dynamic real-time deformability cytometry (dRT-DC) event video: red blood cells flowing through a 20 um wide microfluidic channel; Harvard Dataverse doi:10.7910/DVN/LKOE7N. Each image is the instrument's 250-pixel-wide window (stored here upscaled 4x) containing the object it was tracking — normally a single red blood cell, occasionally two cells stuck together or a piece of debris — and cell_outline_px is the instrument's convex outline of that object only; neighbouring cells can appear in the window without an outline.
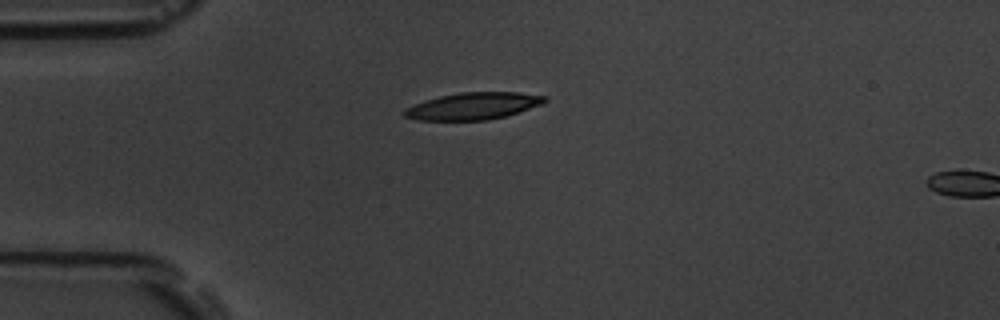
{"species": "common noctule bat (a hibernating species)", "species_latin": "Nyctalus noctula", "temperature_condition": "room temperature", "stored_images_in_passage": 3, "camera_frame_rate_fps": 3000, "um_per_image_px": 0.085, "animal": {"sex": "male", "body_mass_g": 19.5, "forearm_length_mm": 54.6}, "frame": {"image": 1, "passage_image": 1, "time_ms": 0.0, "image_size_px": [1000, 320], "cell_outline_px": [[548, 100], [544, 104], [504, 116], [488, 120], [416, 120], [404, 116], [404, 108], [412, 104], [440, 96], [460, 92], [516, 92], [548, 96]], "centroid_in_image_um": [40.23, 9.01], "position_along_channel_um": 44.8, "area_um2": 22.14}}